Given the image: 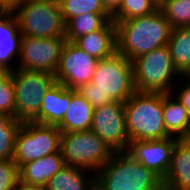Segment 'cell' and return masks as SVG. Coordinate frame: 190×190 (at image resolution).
<instances>
[{"mask_svg":"<svg viewBox=\"0 0 190 190\" xmlns=\"http://www.w3.org/2000/svg\"><path fill=\"white\" fill-rule=\"evenodd\" d=\"M11 77L15 89V119L31 121L38 114L46 91L56 82L55 76L16 68L11 71Z\"/></svg>","mask_w":190,"mask_h":190,"instance_id":"9","label":"cell"},{"mask_svg":"<svg viewBox=\"0 0 190 190\" xmlns=\"http://www.w3.org/2000/svg\"><path fill=\"white\" fill-rule=\"evenodd\" d=\"M167 45L177 72L185 78L190 73V27L172 28Z\"/></svg>","mask_w":190,"mask_h":190,"instance_id":"22","label":"cell"},{"mask_svg":"<svg viewBox=\"0 0 190 190\" xmlns=\"http://www.w3.org/2000/svg\"><path fill=\"white\" fill-rule=\"evenodd\" d=\"M90 130L114 152L126 151L130 140L126 128L124 103L113 101L95 108Z\"/></svg>","mask_w":190,"mask_h":190,"instance_id":"11","label":"cell"},{"mask_svg":"<svg viewBox=\"0 0 190 190\" xmlns=\"http://www.w3.org/2000/svg\"><path fill=\"white\" fill-rule=\"evenodd\" d=\"M60 150L65 165L94 171L96 174L114 153L93 131L63 132Z\"/></svg>","mask_w":190,"mask_h":190,"instance_id":"6","label":"cell"},{"mask_svg":"<svg viewBox=\"0 0 190 190\" xmlns=\"http://www.w3.org/2000/svg\"><path fill=\"white\" fill-rule=\"evenodd\" d=\"M177 140L175 137L131 140L126 152L163 180L169 170L173 147Z\"/></svg>","mask_w":190,"mask_h":190,"instance_id":"13","label":"cell"},{"mask_svg":"<svg viewBox=\"0 0 190 190\" xmlns=\"http://www.w3.org/2000/svg\"><path fill=\"white\" fill-rule=\"evenodd\" d=\"M65 37L38 38L22 35L18 69L55 74Z\"/></svg>","mask_w":190,"mask_h":190,"instance_id":"10","label":"cell"},{"mask_svg":"<svg viewBox=\"0 0 190 190\" xmlns=\"http://www.w3.org/2000/svg\"><path fill=\"white\" fill-rule=\"evenodd\" d=\"M179 90L175 96L190 114V82L187 80Z\"/></svg>","mask_w":190,"mask_h":190,"instance_id":"30","label":"cell"},{"mask_svg":"<svg viewBox=\"0 0 190 190\" xmlns=\"http://www.w3.org/2000/svg\"><path fill=\"white\" fill-rule=\"evenodd\" d=\"M159 6L165 1V0H154Z\"/></svg>","mask_w":190,"mask_h":190,"instance_id":"34","label":"cell"},{"mask_svg":"<svg viewBox=\"0 0 190 190\" xmlns=\"http://www.w3.org/2000/svg\"><path fill=\"white\" fill-rule=\"evenodd\" d=\"M13 190H44V188L18 180Z\"/></svg>","mask_w":190,"mask_h":190,"instance_id":"33","label":"cell"},{"mask_svg":"<svg viewBox=\"0 0 190 190\" xmlns=\"http://www.w3.org/2000/svg\"><path fill=\"white\" fill-rule=\"evenodd\" d=\"M174 92L163 94V117L166 131L171 137L190 139V114L173 95Z\"/></svg>","mask_w":190,"mask_h":190,"instance_id":"20","label":"cell"},{"mask_svg":"<svg viewBox=\"0 0 190 190\" xmlns=\"http://www.w3.org/2000/svg\"><path fill=\"white\" fill-rule=\"evenodd\" d=\"M96 190H164L162 179L126 151L114 152L95 174Z\"/></svg>","mask_w":190,"mask_h":190,"instance_id":"3","label":"cell"},{"mask_svg":"<svg viewBox=\"0 0 190 190\" xmlns=\"http://www.w3.org/2000/svg\"><path fill=\"white\" fill-rule=\"evenodd\" d=\"M88 170L65 165L51 179L47 181L44 190H94L95 174L85 177Z\"/></svg>","mask_w":190,"mask_h":190,"instance_id":"21","label":"cell"},{"mask_svg":"<svg viewBox=\"0 0 190 190\" xmlns=\"http://www.w3.org/2000/svg\"><path fill=\"white\" fill-rule=\"evenodd\" d=\"M188 79V81L190 82V73L186 76L185 81Z\"/></svg>","mask_w":190,"mask_h":190,"instance_id":"35","label":"cell"},{"mask_svg":"<svg viewBox=\"0 0 190 190\" xmlns=\"http://www.w3.org/2000/svg\"><path fill=\"white\" fill-rule=\"evenodd\" d=\"M65 24L72 18L87 14H110L102 0H61L59 2Z\"/></svg>","mask_w":190,"mask_h":190,"instance_id":"25","label":"cell"},{"mask_svg":"<svg viewBox=\"0 0 190 190\" xmlns=\"http://www.w3.org/2000/svg\"><path fill=\"white\" fill-rule=\"evenodd\" d=\"M136 91L171 93L174 76L180 77L171 58L168 45L143 54L132 61Z\"/></svg>","mask_w":190,"mask_h":190,"instance_id":"5","label":"cell"},{"mask_svg":"<svg viewBox=\"0 0 190 190\" xmlns=\"http://www.w3.org/2000/svg\"><path fill=\"white\" fill-rule=\"evenodd\" d=\"M74 43L98 61L117 51L116 24L108 21L101 29L77 38Z\"/></svg>","mask_w":190,"mask_h":190,"instance_id":"17","label":"cell"},{"mask_svg":"<svg viewBox=\"0 0 190 190\" xmlns=\"http://www.w3.org/2000/svg\"><path fill=\"white\" fill-rule=\"evenodd\" d=\"M116 24L117 51L131 62L150 51L168 44L172 26L158 9L146 16Z\"/></svg>","mask_w":190,"mask_h":190,"instance_id":"2","label":"cell"},{"mask_svg":"<svg viewBox=\"0 0 190 190\" xmlns=\"http://www.w3.org/2000/svg\"><path fill=\"white\" fill-rule=\"evenodd\" d=\"M26 0H0V10L13 11Z\"/></svg>","mask_w":190,"mask_h":190,"instance_id":"31","label":"cell"},{"mask_svg":"<svg viewBox=\"0 0 190 190\" xmlns=\"http://www.w3.org/2000/svg\"><path fill=\"white\" fill-rule=\"evenodd\" d=\"M110 20H112L111 14L87 13L76 16L65 24V38L74 42L79 37L101 29Z\"/></svg>","mask_w":190,"mask_h":190,"instance_id":"23","label":"cell"},{"mask_svg":"<svg viewBox=\"0 0 190 190\" xmlns=\"http://www.w3.org/2000/svg\"><path fill=\"white\" fill-rule=\"evenodd\" d=\"M22 34L13 11L0 10V70L14 71L12 58L20 57Z\"/></svg>","mask_w":190,"mask_h":190,"instance_id":"16","label":"cell"},{"mask_svg":"<svg viewBox=\"0 0 190 190\" xmlns=\"http://www.w3.org/2000/svg\"><path fill=\"white\" fill-rule=\"evenodd\" d=\"M158 9L159 5L154 0H122L119 8L112 15V20L117 23L149 15Z\"/></svg>","mask_w":190,"mask_h":190,"instance_id":"26","label":"cell"},{"mask_svg":"<svg viewBox=\"0 0 190 190\" xmlns=\"http://www.w3.org/2000/svg\"><path fill=\"white\" fill-rule=\"evenodd\" d=\"M122 0H102L105 9L113 15L119 8Z\"/></svg>","mask_w":190,"mask_h":190,"instance_id":"32","label":"cell"},{"mask_svg":"<svg viewBox=\"0 0 190 190\" xmlns=\"http://www.w3.org/2000/svg\"><path fill=\"white\" fill-rule=\"evenodd\" d=\"M65 166L61 150L27 162L19 168V180L44 188L47 181Z\"/></svg>","mask_w":190,"mask_h":190,"instance_id":"18","label":"cell"},{"mask_svg":"<svg viewBox=\"0 0 190 190\" xmlns=\"http://www.w3.org/2000/svg\"><path fill=\"white\" fill-rule=\"evenodd\" d=\"M93 112L94 107L78 92V90L71 89L70 106L57 127L62 133L89 131Z\"/></svg>","mask_w":190,"mask_h":190,"instance_id":"19","label":"cell"},{"mask_svg":"<svg viewBox=\"0 0 190 190\" xmlns=\"http://www.w3.org/2000/svg\"><path fill=\"white\" fill-rule=\"evenodd\" d=\"M163 182L164 190H190V139H178Z\"/></svg>","mask_w":190,"mask_h":190,"instance_id":"15","label":"cell"},{"mask_svg":"<svg viewBox=\"0 0 190 190\" xmlns=\"http://www.w3.org/2000/svg\"><path fill=\"white\" fill-rule=\"evenodd\" d=\"M71 89L55 82L45 93L38 114L31 120L39 124L58 125L70 106Z\"/></svg>","mask_w":190,"mask_h":190,"instance_id":"14","label":"cell"},{"mask_svg":"<svg viewBox=\"0 0 190 190\" xmlns=\"http://www.w3.org/2000/svg\"><path fill=\"white\" fill-rule=\"evenodd\" d=\"M19 180V168L14 159L0 161V190H13Z\"/></svg>","mask_w":190,"mask_h":190,"instance_id":"29","label":"cell"},{"mask_svg":"<svg viewBox=\"0 0 190 190\" xmlns=\"http://www.w3.org/2000/svg\"><path fill=\"white\" fill-rule=\"evenodd\" d=\"M62 132L56 125L22 122L16 135L14 161L18 168L27 162L60 151Z\"/></svg>","mask_w":190,"mask_h":190,"instance_id":"8","label":"cell"},{"mask_svg":"<svg viewBox=\"0 0 190 190\" xmlns=\"http://www.w3.org/2000/svg\"><path fill=\"white\" fill-rule=\"evenodd\" d=\"M129 140H160L171 137L164 124L163 93L136 91L125 103Z\"/></svg>","mask_w":190,"mask_h":190,"instance_id":"4","label":"cell"},{"mask_svg":"<svg viewBox=\"0 0 190 190\" xmlns=\"http://www.w3.org/2000/svg\"><path fill=\"white\" fill-rule=\"evenodd\" d=\"M159 9L172 28L190 27V0H165Z\"/></svg>","mask_w":190,"mask_h":190,"instance_id":"27","label":"cell"},{"mask_svg":"<svg viewBox=\"0 0 190 190\" xmlns=\"http://www.w3.org/2000/svg\"><path fill=\"white\" fill-rule=\"evenodd\" d=\"M77 90L94 109L113 101L125 103L136 92L132 62L116 51L99 60L91 81Z\"/></svg>","mask_w":190,"mask_h":190,"instance_id":"1","label":"cell"},{"mask_svg":"<svg viewBox=\"0 0 190 190\" xmlns=\"http://www.w3.org/2000/svg\"><path fill=\"white\" fill-rule=\"evenodd\" d=\"M49 1H53V2H60L61 0H49Z\"/></svg>","mask_w":190,"mask_h":190,"instance_id":"36","label":"cell"},{"mask_svg":"<svg viewBox=\"0 0 190 190\" xmlns=\"http://www.w3.org/2000/svg\"><path fill=\"white\" fill-rule=\"evenodd\" d=\"M13 12L22 35L38 38L65 37V22L58 2L26 0Z\"/></svg>","mask_w":190,"mask_h":190,"instance_id":"7","label":"cell"},{"mask_svg":"<svg viewBox=\"0 0 190 190\" xmlns=\"http://www.w3.org/2000/svg\"><path fill=\"white\" fill-rule=\"evenodd\" d=\"M22 122L9 114H0V161L13 159L16 135Z\"/></svg>","mask_w":190,"mask_h":190,"instance_id":"24","label":"cell"},{"mask_svg":"<svg viewBox=\"0 0 190 190\" xmlns=\"http://www.w3.org/2000/svg\"><path fill=\"white\" fill-rule=\"evenodd\" d=\"M97 63V59L87 54L74 42L66 41L54 74L55 81L69 89L77 90L91 81Z\"/></svg>","mask_w":190,"mask_h":190,"instance_id":"12","label":"cell"},{"mask_svg":"<svg viewBox=\"0 0 190 190\" xmlns=\"http://www.w3.org/2000/svg\"><path fill=\"white\" fill-rule=\"evenodd\" d=\"M0 114L15 118V89L10 71L0 70Z\"/></svg>","mask_w":190,"mask_h":190,"instance_id":"28","label":"cell"}]
</instances>
